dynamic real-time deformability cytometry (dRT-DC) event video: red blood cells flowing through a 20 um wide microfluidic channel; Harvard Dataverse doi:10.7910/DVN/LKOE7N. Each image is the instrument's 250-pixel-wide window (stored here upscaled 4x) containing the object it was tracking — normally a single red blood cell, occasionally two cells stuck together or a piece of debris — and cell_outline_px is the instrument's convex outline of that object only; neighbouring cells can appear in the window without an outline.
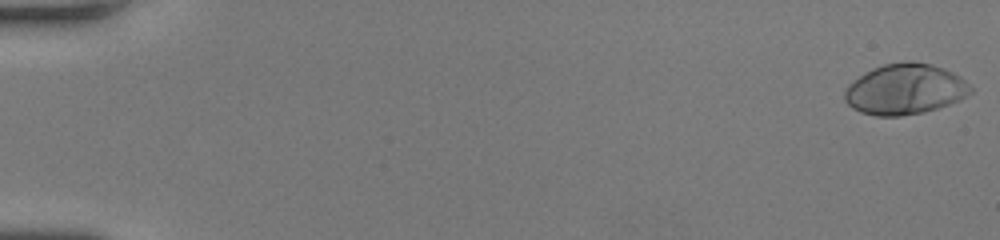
{"species": "human", "species_latin": "Homo sapiens", "temperature_condition": "room temperature", "stored_images_in_passage": 50, "camera_frame_rate_fps": 3000, "um_per_image_px": 0.085, "donor": {"sex": "female"}, "frame": {"image": 1, "passage_image": 1, "time_ms": 0.0, "image_size_px": [1000, 240], "cell_outline_px": [[972, 92], [960, 100], [924, 112], [900, 116], [876, 116], [860, 112], [852, 108], [844, 100], [844, 92], [848, 84], [872, 68], [884, 64], [908, 60], [912, 60], [932, 64], [944, 68], [960, 76], [972, 88]], "centroid_in_image_um": [76.91, 7.57], "position_along_channel_um": 8.1, "area_um2": 37.28}}
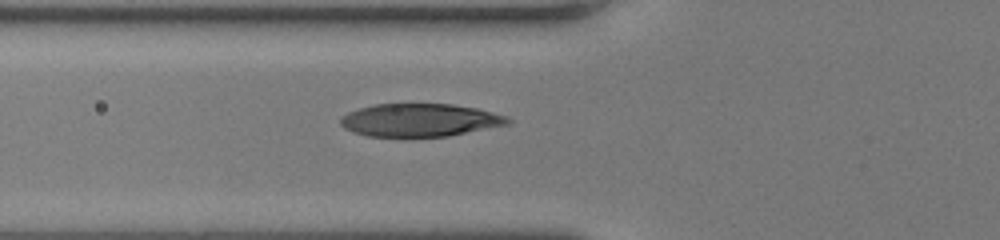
{"frame": {"image": 2, "passage_image": 20, "time_ms": 6.333, "image_size_px": [1000, 240], "cell_outline_px": [[512, 120], [508, 124], [448, 136], [368, 136], [352, 132], [344, 128], [340, 124], [340, 116], [348, 112], [360, 108], [376, 104], [452, 104], [476, 108], [508, 116]], "centroid_in_image_um": [35.67, 10.2], "position_along_channel_um": 90.1, "area_um2": 31.96}}
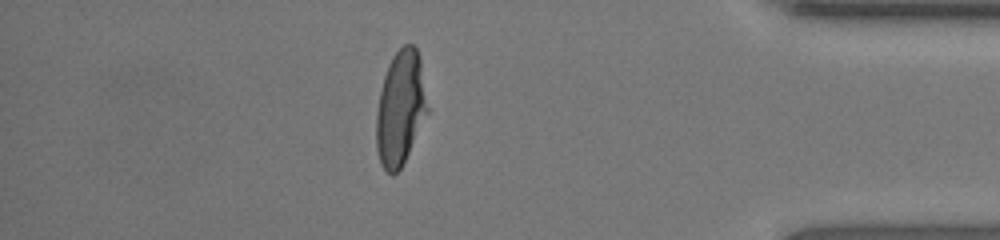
{"frame": {"image": 3, "passage_image": 44, "time_ms": 14.333, "image_size_px": [1000, 240], "cell_outline_px": [[428, 112], [400, 168], [392, 176], [380, 164], [376, 148], [376, 112], [380, 92], [384, 76], [388, 64], [392, 56], [404, 44], [412, 44], [416, 48], [420, 56], [428, 108]], "centroid_in_image_um": [34.02, 9.16], "position_along_channel_um": 401.2, "area_um2": 33.93}, "authors_computed_cell_mechanics": {"area_um2": 34.391, "velocity_mm_per_s": 4.292, "shape_relaxation_time_tau1_ms": 3.3617, "shape_relaxation_time_tau2_ms": null, "deformation_change_tau1": 0.2173, "deformation_change_tau2": null}}